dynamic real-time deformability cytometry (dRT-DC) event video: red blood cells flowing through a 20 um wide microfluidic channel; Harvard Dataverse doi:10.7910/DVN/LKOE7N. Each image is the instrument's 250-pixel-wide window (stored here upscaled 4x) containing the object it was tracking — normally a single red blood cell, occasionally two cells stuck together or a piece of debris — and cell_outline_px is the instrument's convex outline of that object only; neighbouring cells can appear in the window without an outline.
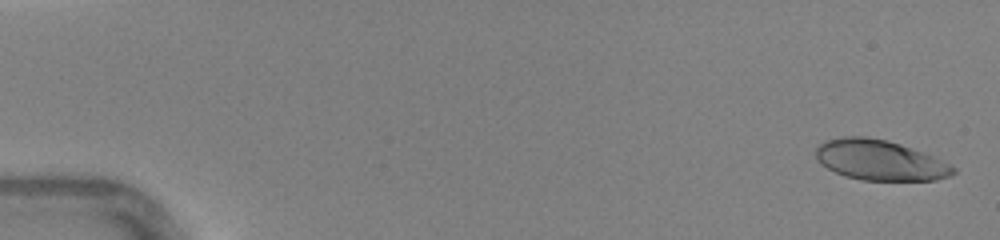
{"species": "human", "species_latin": "Homo sapiens", "temperature_condition": "warm", "stored_images_in_passage": 47, "camera_frame_rate_fps": 3000, "um_per_image_px": 0.085, "donor": {"sex": "female"}, "frame": {"image": 1, "passage_image": 2, "time_ms": 0.333, "image_size_px": [1000, 240], "cell_outline_px": [[956, 172], [948, 176], [936, 180], [860, 180], [844, 176], [820, 164], [816, 160], [816, 148], [824, 140], [844, 136], [864, 136], [888, 140], [900, 144], [932, 156], [956, 168]], "centroid_in_image_um": [74.74, 13.61], "position_along_channel_um": 10.3, "area_um2": 32.14}}
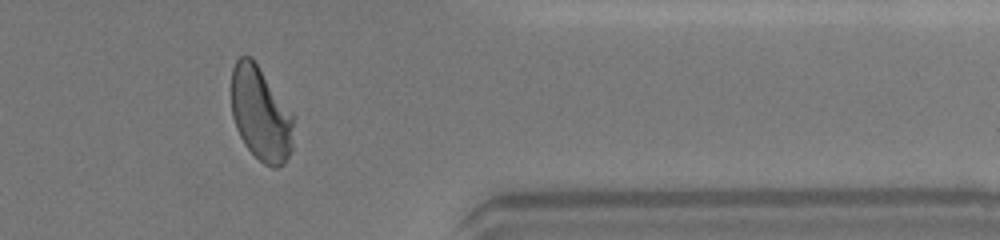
{"frame": {"image": 2, "passage_image": 39, "time_ms": 12.667, "image_size_px": [1000, 240], "cell_outline_px": [[292, 148], [284, 164], [276, 168], [272, 168], [264, 164], [244, 144], [236, 128], [232, 116], [232, 68], [236, 60], [240, 56], [252, 56], [292, 112]], "centroid_in_image_um": [22.15, 9.66], "position_along_channel_um": 389.3, "area_um2": 34.04}}
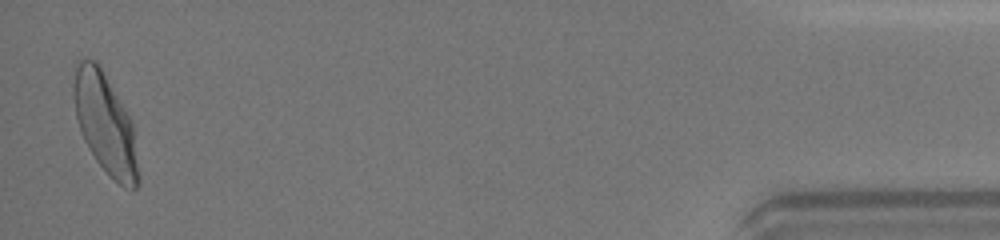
{"frame": {"image": 3, "passage_image": 46, "time_ms": 15.0, "image_size_px": [1000, 240], "cell_outline_px": [[140, 180], [136, 188], [124, 188], [96, 160], [88, 148], [84, 140], [76, 116], [72, 96], [72, 88], [76, 60], [96, 60], [100, 64], [124, 108], [132, 124]], "centroid_in_image_um": [8.91, 10.47], "position_along_channel_um": 426.3, "area_um2": 37.34}, "authors_computed_cell_mechanics": {"area_um2": 34.0442, "velocity_mm_per_s": 4.397, "shape_relaxation_time_tau1_ms": 3.125, "shape_relaxation_time_tau2_ms": 0.812, "deformation_change_tau1": 0.1755, "deformation_change_tau2": 0.0638}}